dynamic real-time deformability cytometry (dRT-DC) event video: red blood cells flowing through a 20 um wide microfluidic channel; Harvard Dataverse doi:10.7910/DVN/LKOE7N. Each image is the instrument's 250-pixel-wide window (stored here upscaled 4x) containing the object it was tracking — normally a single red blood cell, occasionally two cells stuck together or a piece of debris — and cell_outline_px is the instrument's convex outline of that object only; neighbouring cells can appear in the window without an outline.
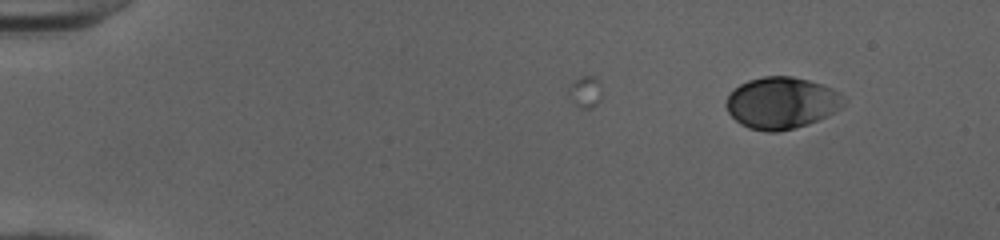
{"species": "human", "species_latin": "Homo sapiens", "temperature_condition": "cold", "stored_images_in_passage": 3, "camera_frame_rate_fps": 3000, "um_per_image_px": 0.085, "donor": {"sex": "female"}, "frame": {"image": 1, "passage_image": 1, "time_ms": 0.0, "image_size_px": [1000, 240], "cell_outline_px": [[848, 100], [840, 108], [828, 116], [808, 124], [796, 128], [776, 132], [768, 132], [748, 128], [740, 124], [728, 112], [724, 104], [728, 96], [740, 84], [748, 80], [764, 76], [792, 76], [808, 80], [832, 88], [840, 92]], "centroid_in_image_um": [66.45, 8.75], "position_along_channel_um": 18.5, "area_um2": 35.66}}